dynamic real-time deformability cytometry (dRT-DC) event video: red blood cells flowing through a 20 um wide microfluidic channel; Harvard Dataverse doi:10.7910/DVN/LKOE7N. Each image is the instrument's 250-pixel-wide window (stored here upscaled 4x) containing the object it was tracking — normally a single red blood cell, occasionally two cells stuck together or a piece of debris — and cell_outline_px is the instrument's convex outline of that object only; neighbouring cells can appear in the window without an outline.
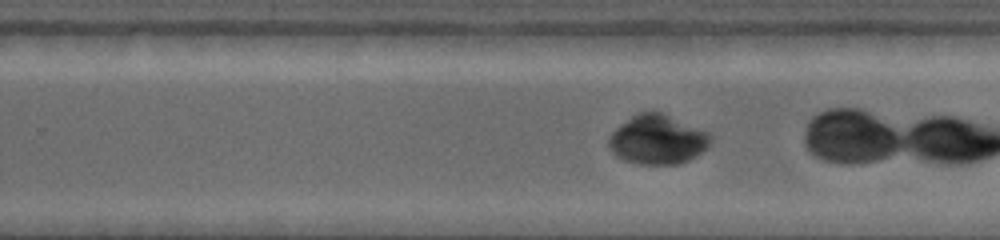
{"species": "common noctule bat (a hibernating species)", "species_latin": "Nyctalus noctula", "temperature_condition": "warm", "stored_images_in_passage": 25, "camera_frame_rate_fps": 4500, "um_per_image_px": 0.085, "animal": {"sex": "female", "body_mass_g": 19.0, "forearm_length_mm": 53.3}, "frame": {"image": 1, "passage_image": 15, "time_ms": 5.556, "image_size_px": [1000, 240], "cell_outline_px": [[712, 140], [708, 148], [688, 160], [676, 164], [640, 164], [624, 160], [616, 156], [608, 148], [608, 140], [612, 132], [620, 124], [632, 116], [640, 112], [660, 112], [708, 132], [712, 136]], "centroid_in_image_um": [55.88, 11.88], "position_along_channel_um": 273.9, "area_um2": 29.07}}